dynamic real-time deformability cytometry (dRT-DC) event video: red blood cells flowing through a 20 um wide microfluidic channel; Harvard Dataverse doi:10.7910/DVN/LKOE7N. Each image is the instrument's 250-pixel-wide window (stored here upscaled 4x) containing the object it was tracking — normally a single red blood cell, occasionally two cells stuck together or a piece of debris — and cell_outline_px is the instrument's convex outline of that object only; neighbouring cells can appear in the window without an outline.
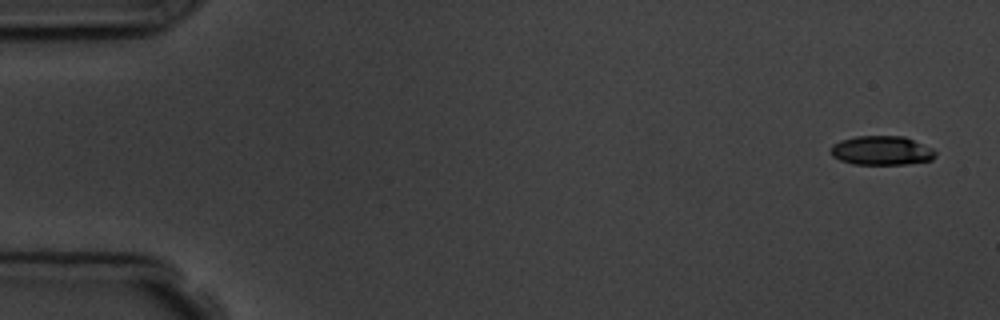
{"species": "common noctule bat (a hibernating species)", "species_latin": "Nyctalus noctula", "temperature_condition": "room temperature", "stored_images_in_passage": 6, "camera_frame_rate_fps": 3000, "um_per_image_px": 0.085, "animal": {"sex": "male", "body_mass_g": 19.5, "forearm_length_mm": 54.6}, "frame": {"image": 1, "passage_image": 1, "time_ms": 0.0, "image_size_px": [1000, 320], "cell_outline_px": [[936, 156], [932, 160], [908, 164], [852, 164], [840, 160], [832, 156], [828, 152], [832, 144], [840, 140], [856, 136], [904, 136], [932, 148], [936, 152]], "centroid_in_image_um": [74.91, 12.8], "position_along_channel_um": 10.1, "area_um2": 17.98}}